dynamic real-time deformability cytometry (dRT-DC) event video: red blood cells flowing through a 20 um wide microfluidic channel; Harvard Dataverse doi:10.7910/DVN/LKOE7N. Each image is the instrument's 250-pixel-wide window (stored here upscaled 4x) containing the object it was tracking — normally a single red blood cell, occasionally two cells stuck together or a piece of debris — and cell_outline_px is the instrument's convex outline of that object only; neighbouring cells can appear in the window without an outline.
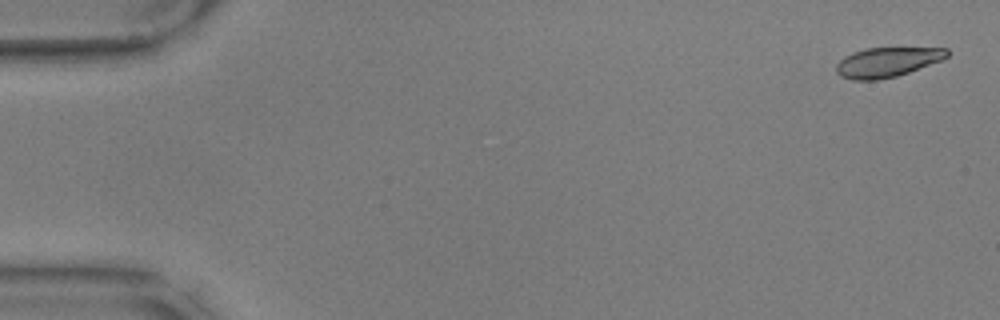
{"species": "common noctule bat (a hibernating species)", "species_latin": "Nyctalus noctula", "temperature_condition": "warm", "stored_images_in_passage": 57, "camera_frame_rate_fps": 3000, "um_per_image_px": 0.085, "animal": {"sex": "male", "body_mass_g": 17.9, "forearm_length_mm": 54.2}, "frame": {"image": 1, "passage_image": 2, "time_ms": 0.333, "image_size_px": [1000, 320], "cell_outline_px": [[948, 56], [940, 60], [908, 72], [896, 76], [876, 80], [852, 80], [840, 76], [836, 72], [836, 64], [844, 56], [852, 52], [864, 48], [948, 48]], "centroid_in_image_um": [75.34, 5.28], "position_along_channel_um": 9.7, "area_um2": 19.02}}
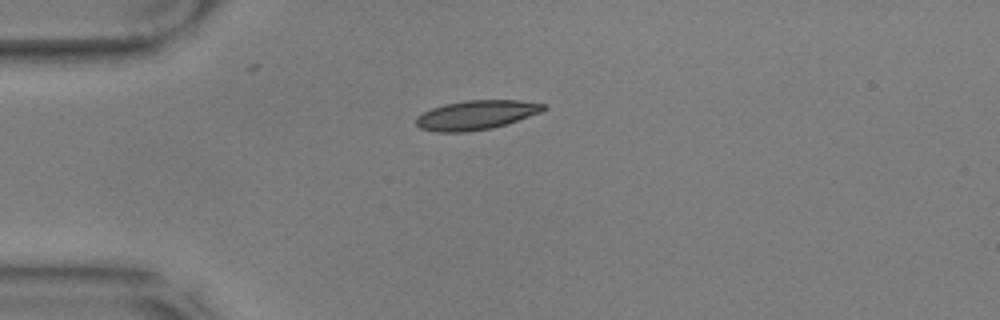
{"frame": {"image": 2, "passage_image": 15, "time_ms": 4.667, "image_size_px": [1000, 320], "cell_outline_px": [[548, 108], [540, 112], [492, 128], [464, 132], [436, 132], [420, 128], [416, 124], [416, 116], [432, 108], [444, 104], [464, 100], [520, 100], [544, 104]], "centroid_in_image_um": [40.44, 9.77], "position_along_channel_um": 44.6, "area_um2": 21.56}}
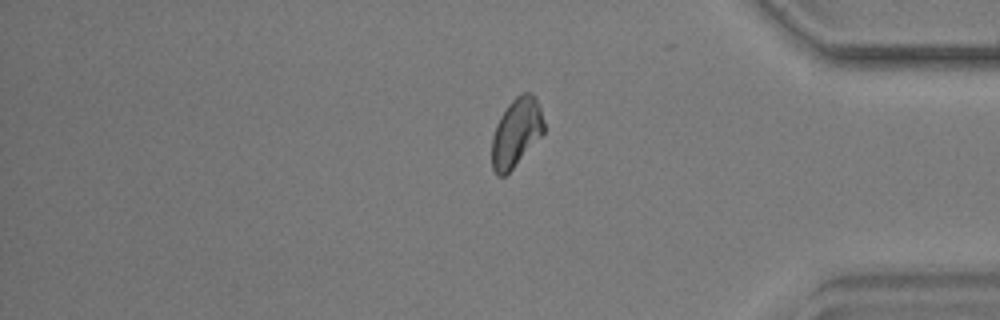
{"frame": {"image": 3, "passage_image": 48, "time_ms": 15.667, "image_size_px": [1000, 320], "cell_outline_px": [[544, 132], [512, 168], [504, 176], [496, 176], [492, 168], [492, 136], [496, 124], [500, 116], [508, 104], [520, 92], [532, 92], [536, 96], [540, 108], [544, 124]], "centroid_in_image_um": [43.86, 11.22], "position_along_channel_um": 391.3, "area_um2": 20.69}, "authors_computed_cell_mechanics": {"area_um2": 21.097, "velocity_mm_per_s": 3.5324, "shape_relaxation_time_tau1_ms": 6.4063, "shape_relaxation_time_tau2_ms": 2.9284, "deformation_change_tau1": 0.1362, "deformation_change_tau2": 0.0695}}